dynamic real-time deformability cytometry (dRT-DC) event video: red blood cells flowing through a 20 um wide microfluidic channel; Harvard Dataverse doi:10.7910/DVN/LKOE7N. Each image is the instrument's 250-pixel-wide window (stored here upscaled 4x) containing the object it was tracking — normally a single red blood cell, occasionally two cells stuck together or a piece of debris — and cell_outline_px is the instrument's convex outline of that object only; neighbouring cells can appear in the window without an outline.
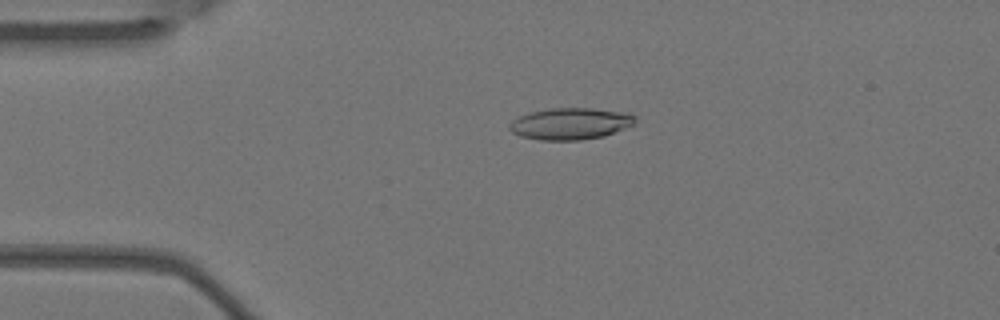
{"species": "Egyptian fruit bat (a non-hibernating species)", "species_latin": "Rousettus aegyptiacus", "temperature_condition": "warm", "stored_images_in_passage": 4, "camera_frame_rate_fps": 3000, "um_per_image_px": 0.085, "animal": {"sex": "female"}, "frame": {"image": 1, "passage_image": 3, "time_ms": 0.667, "image_size_px": [1000, 320], "cell_outline_px": [[636, 120], [632, 124], [624, 128], [604, 136], [580, 140], [540, 140], [520, 136], [512, 132], [508, 128], [508, 124], [516, 116], [528, 112], [548, 108], [592, 108], [628, 112], [636, 116]], "centroid_in_image_um": [48.44, 10.5], "position_along_channel_um": 36.6, "area_um2": 23.47}}